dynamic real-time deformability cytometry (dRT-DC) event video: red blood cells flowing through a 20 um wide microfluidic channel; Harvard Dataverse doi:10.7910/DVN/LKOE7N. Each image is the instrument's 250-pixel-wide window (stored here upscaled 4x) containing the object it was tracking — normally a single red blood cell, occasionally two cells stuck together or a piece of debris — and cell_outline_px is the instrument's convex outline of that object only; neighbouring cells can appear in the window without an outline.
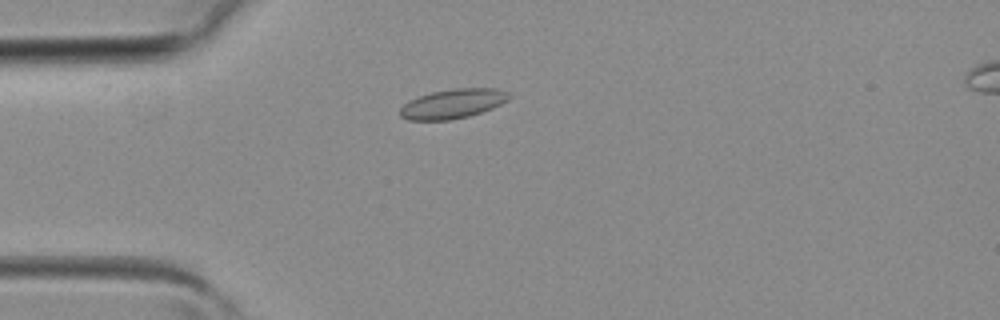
{"species": "common noctule bat (a hibernating species)", "species_latin": "Nyctalus noctula", "temperature_condition": "room temperature", "stored_images_in_passage": 2, "camera_frame_rate_fps": 3000, "um_per_image_px": 0.085, "animal": {"sex": "female", "body_mass_g": 19.3, "forearm_length_mm": 54.1}, "frame": {"image": 1, "passage_image": 1, "time_ms": 0.0, "image_size_px": [1000, 320], "cell_outline_px": [[512, 96], [508, 100], [492, 108], [468, 116], [448, 120], [408, 120], [400, 116], [400, 108], [408, 100], [432, 92], [452, 88], [496, 88], [508, 92]], "centroid_in_image_um": [38.49, 8.81], "position_along_channel_um": 46.5, "area_um2": 18.67}}